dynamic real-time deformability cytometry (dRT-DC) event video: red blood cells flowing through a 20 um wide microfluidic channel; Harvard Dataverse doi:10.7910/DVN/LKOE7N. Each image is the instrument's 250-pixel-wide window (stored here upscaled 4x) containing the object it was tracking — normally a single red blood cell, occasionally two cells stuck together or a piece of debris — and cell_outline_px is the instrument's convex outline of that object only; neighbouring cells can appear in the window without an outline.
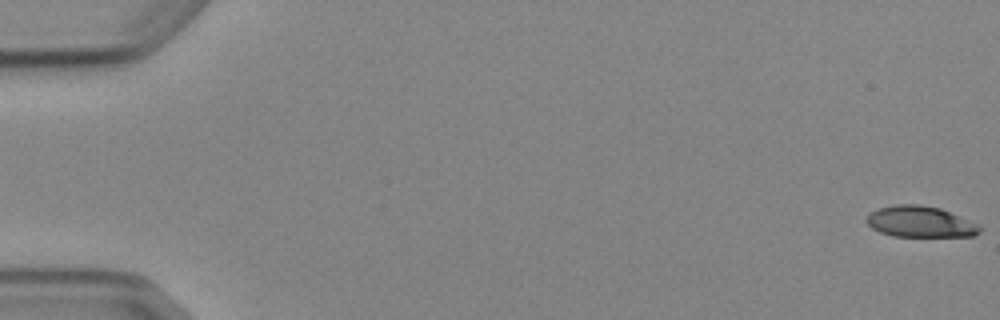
{"species": "Egyptian fruit bat (a non-hibernating species)", "species_latin": "Rousettus aegyptiacus", "temperature_condition": "cold", "stored_images_in_passage": 8, "camera_frame_rate_fps": 3000, "um_per_image_px": 0.085, "animal": {"sex": "female"}, "frame": {"image": 1, "passage_image": 1, "time_ms": 0.0, "image_size_px": [1000, 320], "cell_outline_px": [[980, 232], [972, 236], [892, 236], [880, 232], [872, 228], [864, 220], [872, 212], [880, 208], [896, 204], [920, 204], [940, 208], [980, 224]], "centroid_in_image_um": [78.23, 18.85], "position_along_channel_um": 6.8, "area_um2": 20.46}}
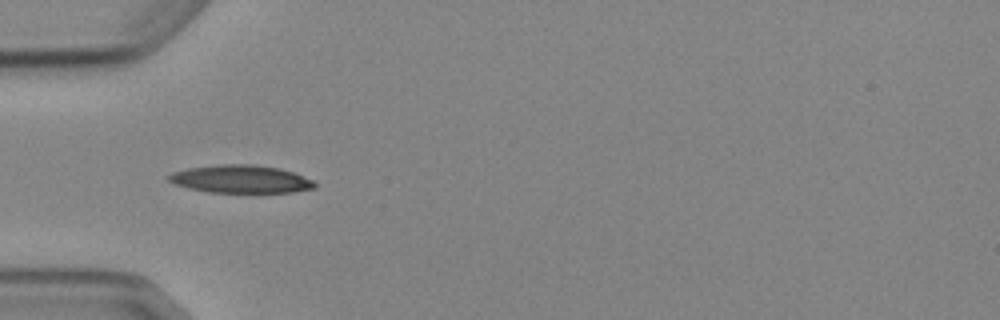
{"frame": {"image": 2, "passage_image": 5, "time_ms": 5.667, "image_size_px": [1000, 320], "cell_outline_px": [[316, 188], [292, 192], [208, 192], [188, 188], [176, 184], [168, 180], [168, 176], [172, 172], [188, 168], [220, 164], [256, 164], [280, 168], [292, 172], [312, 180], [316, 184]], "centroid_in_image_um": [20.46, 15.21], "position_along_channel_um": 64.5, "area_um2": 23.64}}
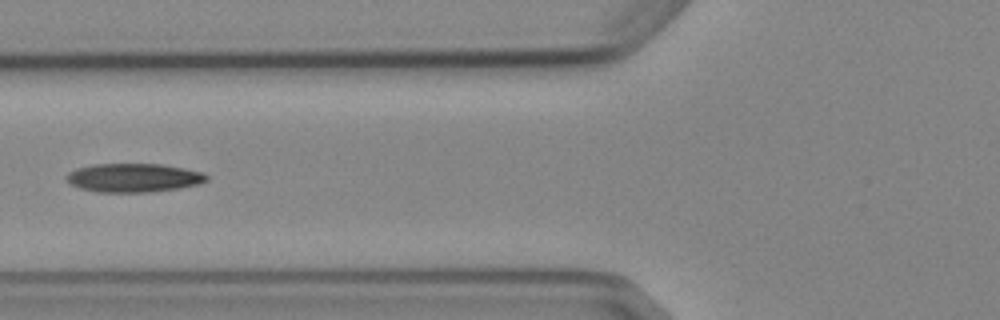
{"frame": {"image": 3, "passage_image": 6, "time_ms": 7.0, "image_size_px": [1000, 320], "cell_outline_px": [[208, 180], [200, 184], [180, 188], [148, 192], [96, 192], [80, 188], [72, 184], [64, 176], [68, 172], [76, 168], [92, 164], [160, 164], [184, 168], [200, 172], [208, 176]], "centroid_in_image_um": [11.34, 15.11], "position_along_channel_um": 114.5, "area_um2": 23.47}}